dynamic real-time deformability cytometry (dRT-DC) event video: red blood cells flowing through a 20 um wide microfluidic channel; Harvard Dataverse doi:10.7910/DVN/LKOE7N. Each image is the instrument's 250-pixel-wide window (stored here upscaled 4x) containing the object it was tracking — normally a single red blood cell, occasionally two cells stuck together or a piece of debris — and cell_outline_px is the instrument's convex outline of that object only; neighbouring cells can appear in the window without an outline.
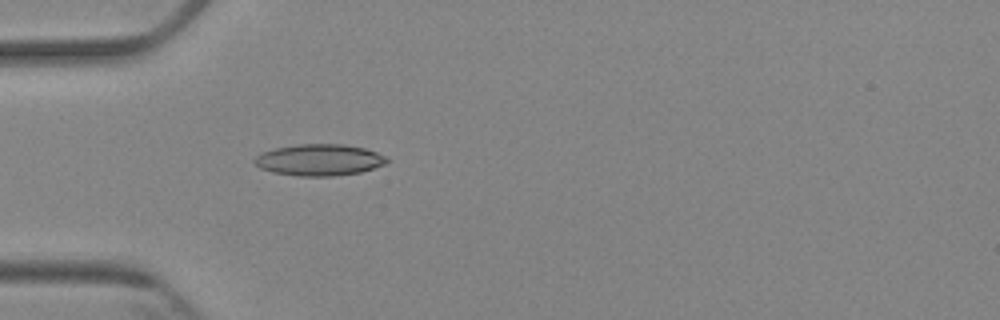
{"species": "Egyptian fruit bat (a non-hibernating species)", "species_latin": "Rousettus aegyptiacus", "temperature_condition": "cold", "stored_images_in_passage": 5, "camera_frame_rate_fps": 3000, "um_per_image_px": 0.085, "animal": {"sex": "female"}, "frame": {"image": 1, "passage_image": 5, "time_ms": 4.667, "image_size_px": [1000, 320], "cell_outline_px": [[388, 160], [384, 164], [360, 172], [332, 176], [296, 176], [272, 172], [260, 168], [252, 160], [260, 152], [276, 148], [300, 144], [344, 144], [364, 148], [376, 152], [384, 156]], "centroid_in_image_um": [27.09, 13.59], "position_along_channel_um": 57.9, "area_um2": 24.16}}